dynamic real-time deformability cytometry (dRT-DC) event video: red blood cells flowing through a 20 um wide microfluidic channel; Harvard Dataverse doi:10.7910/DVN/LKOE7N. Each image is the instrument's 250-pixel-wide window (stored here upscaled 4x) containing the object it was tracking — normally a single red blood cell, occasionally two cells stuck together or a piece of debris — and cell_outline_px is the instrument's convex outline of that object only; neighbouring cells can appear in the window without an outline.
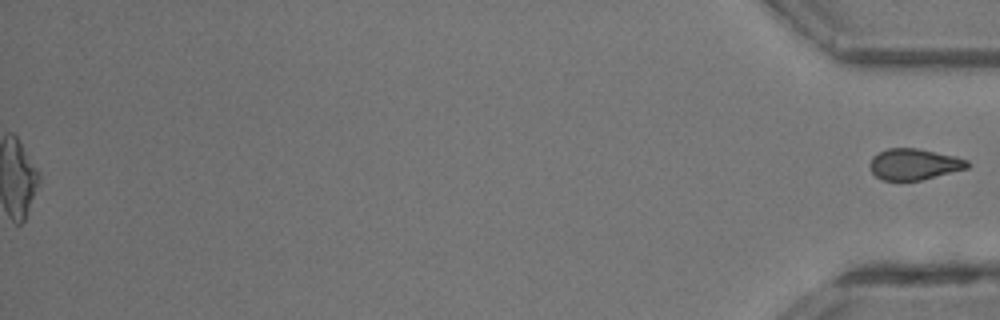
{"species": "common noctule bat (a hibernating species)", "species_latin": "Nyctalus noctula", "temperature_condition": "room temperature", "stored_images_in_passage": 26, "segment_of_instrument_passage": [2, 2], "camera_frame_rate_fps": 3000, "um_per_image_px": 0.085, "animal": {"sex": "male", "body_mass_g": 13.3}, "frame": {"image": 1, "passage_image": 26, "time_ms": 8.333, "image_size_px": [1000, 320], "cell_outline_px": [[972, 164], [968, 168], [920, 180], [880, 180], [872, 172], [868, 164], [872, 156], [888, 148], [916, 148], [952, 156], [968, 160]], "centroid_in_image_um": [77.67, 13.96], "position_along_channel_um": 357.5, "area_um2": 17.57}}